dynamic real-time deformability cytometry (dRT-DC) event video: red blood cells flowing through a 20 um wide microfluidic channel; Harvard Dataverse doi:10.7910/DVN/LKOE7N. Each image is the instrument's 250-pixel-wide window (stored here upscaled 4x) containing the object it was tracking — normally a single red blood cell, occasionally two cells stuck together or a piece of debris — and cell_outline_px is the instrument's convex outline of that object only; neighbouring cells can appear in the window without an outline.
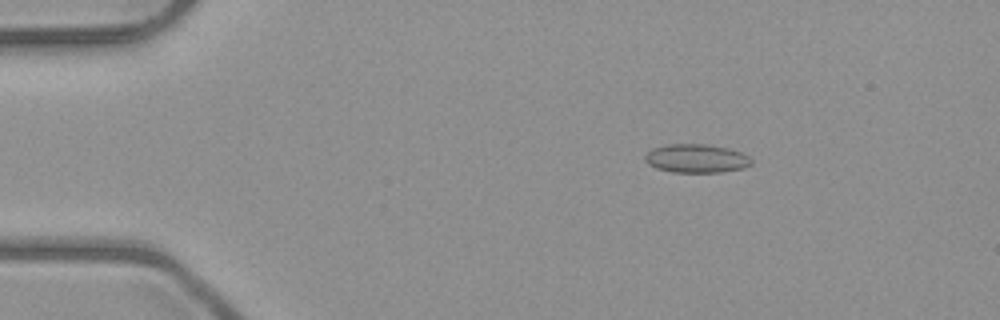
{"species": "common noctule bat (a hibernating species)", "species_latin": "Nyctalus noctula", "temperature_condition": "room temperature", "stored_images_in_passage": 5, "camera_frame_rate_fps": 3000, "um_per_image_px": 0.085, "animal": {"sex": "male", "body_mass_g": 23.1, "forearm_length_mm": 52.7}, "frame": {"image": 1, "passage_image": 2, "time_ms": 1.0, "image_size_px": [1000, 320], "cell_outline_px": [[752, 164], [744, 168], [720, 172], [672, 172], [656, 168], [648, 164], [644, 160], [644, 156], [652, 148], [668, 144], [704, 144], [728, 148], [740, 152], [748, 156], [752, 160]], "centroid_in_image_um": [59.17, 13.47], "position_along_channel_um": 25.8, "area_um2": 17.74}}